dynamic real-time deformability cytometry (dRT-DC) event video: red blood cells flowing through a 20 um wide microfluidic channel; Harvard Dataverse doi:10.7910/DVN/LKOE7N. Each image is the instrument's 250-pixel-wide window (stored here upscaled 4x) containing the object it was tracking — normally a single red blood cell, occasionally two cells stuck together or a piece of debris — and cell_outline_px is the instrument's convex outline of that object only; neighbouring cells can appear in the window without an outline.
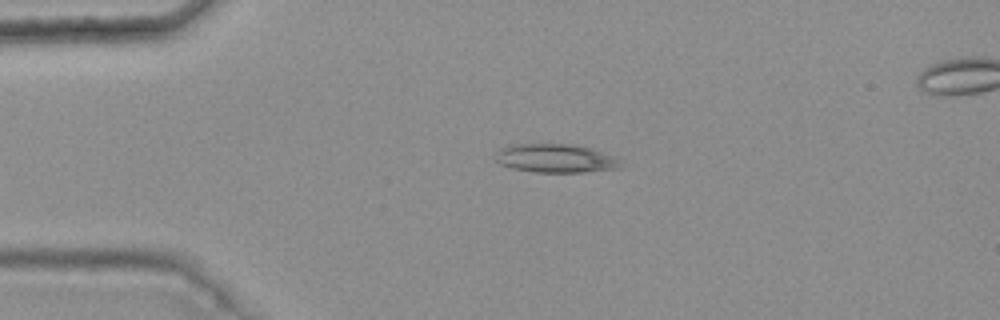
{"species": "common noctule bat (a hibernating species)", "species_latin": "Nyctalus noctula", "temperature_condition": "warm", "stored_images_in_passage": 6, "camera_frame_rate_fps": 3000, "um_per_image_px": 0.085, "animal": {"sex": "female", "body_mass_g": 25.1}, "frame": {"image": 1, "passage_image": 4, "time_ms": 1.0, "image_size_px": [1000, 320], "cell_outline_px": [[628, 164], [620, 168], [584, 172], [536, 172], [512, 168], [500, 164], [496, 160], [496, 152], [500, 148], [508, 144], [576, 144], [592, 148], [612, 156]], "centroid_in_image_um": [47.26, 13.45], "position_along_channel_um": 37.7, "area_um2": 21.15}}